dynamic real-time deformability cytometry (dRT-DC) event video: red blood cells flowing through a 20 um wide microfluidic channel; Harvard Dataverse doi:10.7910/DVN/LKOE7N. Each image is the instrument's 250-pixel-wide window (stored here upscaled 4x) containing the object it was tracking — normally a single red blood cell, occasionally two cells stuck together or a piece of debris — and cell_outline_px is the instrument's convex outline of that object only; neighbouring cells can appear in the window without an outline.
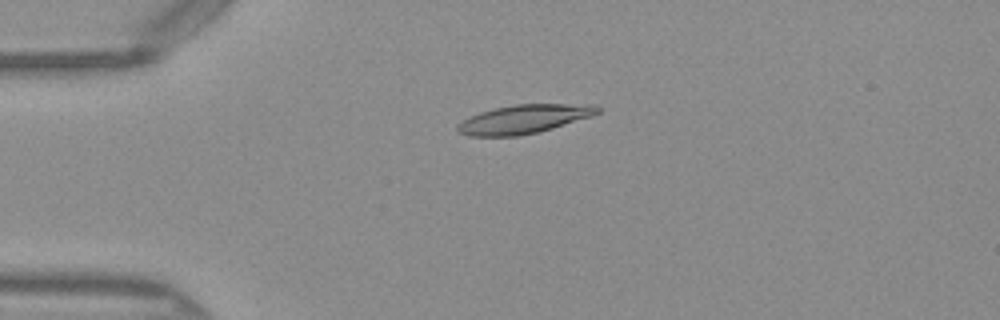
{"species": "Egyptian fruit bat (a non-hibernating species)", "species_latin": "Rousettus aegyptiacus", "temperature_condition": "warm", "stored_images_in_passage": 50, "camera_frame_rate_fps": 3000, "um_per_image_px": 0.085, "frame": {"image": 1, "passage_image": 12, "time_ms": 3.667, "image_size_px": [1000, 320], "cell_outline_px": [[600, 112], [552, 128], [536, 132], [516, 136], [468, 136], [460, 132], [456, 128], [456, 124], [468, 116], [480, 112], [496, 108], [516, 104], [596, 104], [600, 108]], "centroid_in_image_um": [44.48, 10.11], "position_along_channel_um": 40.5, "area_um2": 23.18}}
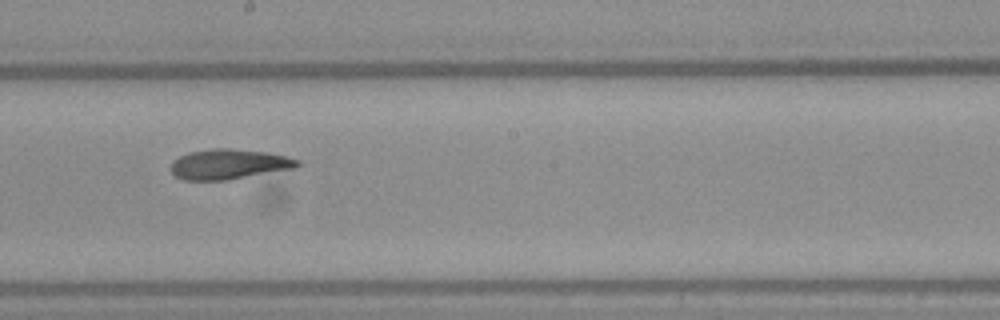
{"frame": {"image": 2, "passage_image": 28, "time_ms": 9.0, "image_size_px": [1000, 320], "cell_outline_px": [[300, 164], [296, 168], [224, 180], [184, 180], [176, 176], [172, 172], [172, 164], [180, 156], [188, 152], [212, 148], [232, 148], [268, 152], [288, 156], [300, 160]], "centroid_in_image_um": [19.51, 13.94], "position_along_channel_um": 228.7, "area_um2": 22.14}}
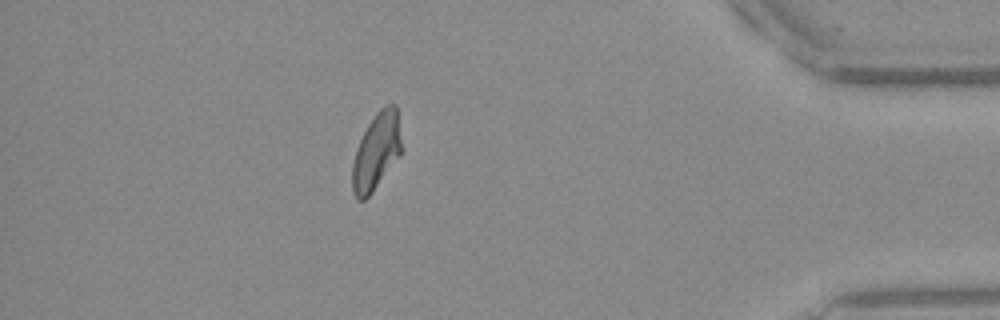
{"frame": {"image": 3, "passage_image": 44, "time_ms": 14.333, "image_size_px": [1000, 320], "cell_outline_px": [[400, 156], [372, 192], [364, 200], [356, 200], [352, 192], [352, 164], [356, 148], [368, 124], [376, 112], [384, 104], [396, 104], [400, 140]], "centroid_in_image_um": [31.96, 12.89], "position_along_channel_um": 403.2, "area_um2": 21.85}, "authors_computed_cell_mechanics": {"area_um2": 22.2819, "velocity_mm_per_s": 4.0699, "shape_relaxation_time_tau1_ms": 11.0775, "shape_relaxation_time_tau2_ms": 3.8969, "deformation_change_tau1": 0.2599, "deformation_change_tau2": 0.1159}}